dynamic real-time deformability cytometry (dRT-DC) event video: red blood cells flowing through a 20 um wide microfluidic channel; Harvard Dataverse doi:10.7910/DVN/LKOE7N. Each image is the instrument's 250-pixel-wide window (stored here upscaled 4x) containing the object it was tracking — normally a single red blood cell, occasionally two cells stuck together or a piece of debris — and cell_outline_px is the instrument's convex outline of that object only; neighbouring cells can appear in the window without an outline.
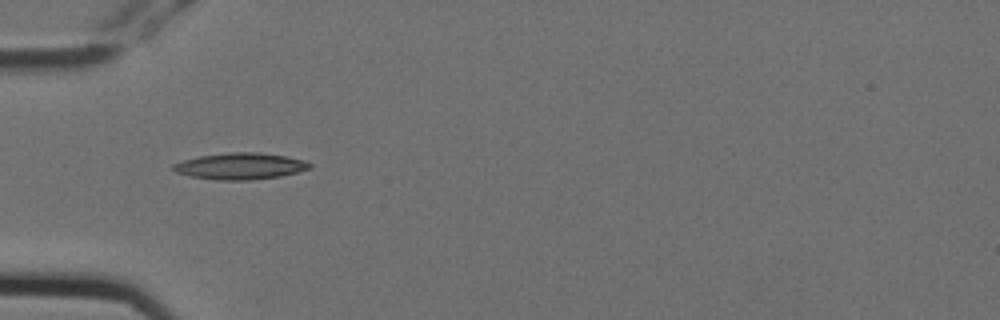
{"species": "Egyptian fruit bat (a non-hibernating species)", "species_latin": "Rousettus aegyptiacus", "temperature_condition": "cold", "stored_images_in_passage": 7, "camera_frame_rate_fps": 3000, "um_per_image_px": 0.085, "animal": {"sex": "female"}, "frame": {"image": 1, "passage_image": 6, "time_ms": 1.667, "image_size_px": [1000, 320], "cell_outline_px": [[312, 164], [308, 168], [296, 172], [280, 176], [248, 180], [220, 180], [192, 176], [176, 172], [172, 168], [172, 164], [196, 156], [228, 152], [260, 152], [284, 156], [304, 160]], "centroid_in_image_um": [20.39, 14.11], "position_along_channel_um": 64.6, "area_um2": 20.87}}
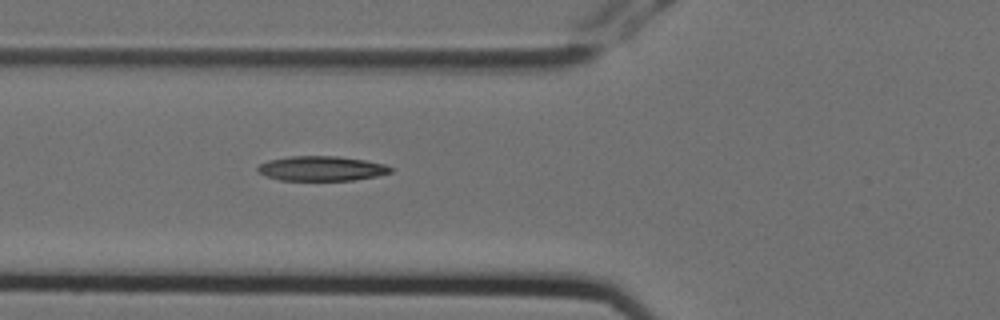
{"frame": {"image": 2, "passage_image": 7, "time_ms": 2.0, "image_size_px": [1000, 320], "cell_outline_px": [[392, 172], [376, 176], [352, 180], [280, 180], [268, 176], [260, 172], [256, 168], [260, 164], [268, 160], [288, 156], [336, 156], [364, 160], [384, 164], [392, 168]], "centroid_in_image_um": [27.33, 14.31], "position_along_channel_um": 98.5, "area_um2": 18.96}}